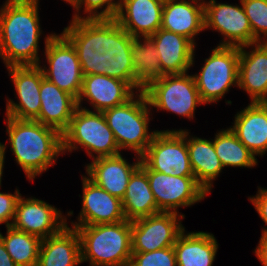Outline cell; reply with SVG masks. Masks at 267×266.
I'll list each match as a JSON object with an SVG mask.
<instances>
[{"mask_svg": "<svg viewBox=\"0 0 267 266\" xmlns=\"http://www.w3.org/2000/svg\"><path fill=\"white\" fill-rule=\"evenodd\" d=\"M161 28L189 39L205 31L203 0H171L163 5Z\"/></svg>", "mask_w": 267, "mask_h": 266, "instance_id": "obj_23", "label": "cell"}, {"mask_svg": "<svg viewBox=\"0 0 267 266\" xmlns=\"http://www.w3.org/2000/svg\"><path fill=\"white\" fill-rule=\"evenodd\" d=\"M17 101L6 98V115L19 120H35L41 109L40 86L44 77L39 65L6 67Z\"/></svg>", "mask_w": 267, "mask_h": 266, "instance_id": "obj_15", "label": "cell"}, {"mask_svg": "<svg viewBox=\"0 0 267 266\" xmlns=\"http://www.w3.org/2000/svg\"><path fill=\"white\" fill-rule=\"evenodd\" d=\"M75 47L86 75H106L127 82L136 92L131 57V41L115 19H81L69 21L61 32Z\"/></svg>", "mask_w": 267, "mask_h": 266, "instance_id": "obj_1", "label": "cell"}, {"mask_svg": "<svg viewBox=\"0 0 267 266\" xmlns=\"http://www.w3.org/2000/svg\"><path fill=\"white\" fill-rule=\"evenodd\" d=\"M81 243L77 230L66 225L55 235L42 239L37 266H79Z\"/></svg>", "mask_w": 267, "mask_h": 266, "instance_id": "obj_25", "label": "cell"}, {"mask_svg": "<svg viewBox=\"0 0 267 266\" xmlns=\"http://www.w3.org/2000/svg\"><path fill=\"white\" fill-rule=\"evenodd\" d=\"M237 88L248 94L250 102H267V42L239 47Z\"/></svg>", "mask_w": 267, "mask_h": 266, "instance_id": "obj_18", "label": "cell"}, {"mask_svg": "<svg viewBox=\"0 0 267 266\" xmlns=\"http://www.w3.org/2000/svg\"><path fill=\"white\" fill-rule=\"evenodd\" d=\"M122 205L125 218L129 221L159 213L147 173L141 167L131 175Z\"/></svg>", "mask_w": 267, "mask_h": 266, "instance_id": "obj_28", "label": "cell"}, {"mask_svg": "<svg viewBox=\"0 0 267 266\" xmlns=\"http://www.w3.org/2000/svg\"><path fill=\"white\" fill-rule=\"evenodd\" d=\"M241 4L249 19L253 37L258 42H267V1L241 0Z\"/></svg>", "mask_w": 267, "mask_h": 266, "instance_id": "obj_33", "label": "cell"}, {"mask_svg": "<svg viewBox=\"0 0 267 266\" xmlns=\"http://www.w3.org/2000/svg\"><path fill=\"white\" fill-rule=\"evenodd\" d=\"M153 110L143 91L137 92L126 103L103 111L108 127L112 130L122 152L130 150L142 156L158 130L149 131Z\"/></svg>", "mask_w": 267, "mask_h": 266, "instance_id": "obj_5", "label": "cell"}, {"mask_svg": "<svg viewBox=\"0 0 267 266\" xmlns=\"http://www.w3.org/2000/svg\"><path fill=\"white\" fill-rule=\"evenodd\" d=\"M82 180V208L71 227L116 223L126 220L122 200L96 185L86 175Z\"/></svg>", "mask_w": 267, "mask_h": 266, "instance_id": "obj_16", "label": "cell"}, {"mask_svg": "<svg viewBox=\"0 0 267 266\" xmlns=\"http://www.w3.org/2000/svg\"><path fill=\"white\" fill-rule=\"evenodd\" d=\"M149 38L156 46L163 75L184 74L195 66L196 46L186 37L160 28Z\"/></svg>", "mask_w": 267, "mask_h": 266, "instance_id": "obj_21", "label": "cell"}, {"mask_svg": "<svg viewBox=\"0 0 267 266\" xmlns=\"http://www.w3.org/2000/svg\"><path fill=\"white\" fill-rule=\"evenodd\" d=\"M238 4L217 3L204 0L205 30L218 32L222 36L218 46L242 47L257 43L245 14L241 0Z\"/></svg>", "mask_w": 267, "mask_h": 266, "instance_id": "obj_12", "label": "cell"}, {"mask_svg": "<svg viewBox=\"0 0 267 266\" xmlns=\"http://www.w3.org/2000/svg\"><path fill=\"white\" fill-rule=\"evenodd\" d=\"M39 3L5 0L0 6V59L9 66L39 65Z\"/></svg>", "mask_w": 267, "mask_h": 266, "instance_id": "obj_2", "label": "cell"}, {"mask_svg": "<svg viewBox=\"0 0 267 266\" xmlns=\"http://www.w3.org/2000/svg\"><path fill=\"white\" fill-rule=\"evenodd\" d=\"M93 159L87 164L85 175L109 194L123 199L131 175L140 167L141 157L128 162L122 155Z\"/></svg>", "mask_w": 267, "mask_h": 266, "instance_id": "obj_19", "label": "cell"}, {"mask_svg": "<svg viewBox=\"0 0 267 266\" xmlns=\"http://www.w3.org/2000/svg\"><path fill=\"white\" fill-rule=\"evenodd\" d=\"M209 55L200 72L192 74L204 104L219 102L238 87L239 47L217 45Z\"/></svg>", "mask_w": 267, "mask_h": 266, "instance_id": "obj_7", "label": "cell"}, {"mask_svg": "<svg viewBox=\"0 0 267 266\" xmlns=\"http://www.w3.org/2000/svg\"><path fill=\"white\" fill-rule=\"evenodd\" d=\"M40 98L41 109L35 121L55 128L62 134L70 124L77 100L45 77L41 80Z\"/></svg>", "mask_w": 267, "mask_h": 266, "instance_id": "obj_24", "label": "cell"}, {"mask_svg": "<svg viewBox=\"0 0 267 266\" xmlns=\"http://www.w3.org/2000/svg\"><path fill=\"white\" fill-rule=\"evenodd\" d=\"M7 144L0 142V188L2 187V177H3V170H4V164H5V154H6V146Z\"/></svg>", "mask_w": 267, "mask_h": 266, "instance_id": "obj_39", "label": "cell"}, {"mask_svg": "<svg viewBox=\"0 0 267 266\" xmlns=\"http://www.w3.org/2000/svg\"><path fill=\"white\" fill-rule=\"evenodd\" d=\"M141 161L150 169L171 176H194L185 129L158 130Z\"/></svg>", "mask_w": 267, "mask_h": 266, "instance_id": "obj_10", "label": "cell"}, {"mask_svg": "<svg viewBox=\"0 0 267 266\" xmlns=\"http://www.w3.org/2000/svg\"><path fill=\"white\" fill-rule=\"evenodd\" d=\"M185 217L174 212H159L131 221L132 252H150L174 246L185 229Z\"/></svg>", "mask_w": 267, "mask_h": 266, "instance_id": "obj_13", "label": "cell"}, {"mask_svg": "<svg viewBox=\"0 0 267 266\" xmlns=\"http://www.w3.org/2000/svg\"><path fill=\"white\" fill-rule=\"evenodd\" d=\"M163 5L157 0H120L114 19L132 37H149L161 28Z\"/></svg>", "mask_w": 267, "mask_h": 266, "instance_id": "obj_20", "label": "cell"}, {"mask_svg": "<svg viewBox=\"0 0 267 266\" xmlns=\"http://www.w3.org/2000/svg\"><path fill=\"white\" fill-rule=\"evenodd\" d=\"M81 243V263L89 266H129L131 221L73 227Z\"/></svg>", "mask_w": 267, "mask_h": 266, "instance_id": "obj_4", "label": "cell"}, {"mask_svg": "<svg viewBox=\"0 0 267 266\" xmlns=\"http://www.w3.org/2000/svg\"><path fill=\"white\" fill-rule=\"evenodd\" d=\"M159 212H174L185 217L179 208L198 204L208 195L194 176H171L150 170L142 161Z\"/></svg>", "mask_w": 267, "mask_h": 266, "instance_id": "obj_11", "label": "cell"}, {"mask_svg": "<svg viewBox=\"0 0 267 266\" xmlns=\"http://www.w3.org/2000/svg\"><path fill=\"white\" fill-rule=\"evenodd\" d=\"M150 109L175 113L188 120L195 118L197 106L204 104L192 74L164 75L143 90Z\"/></svg>", "mask_w": 267, "mask_h": 266, "instance_id": "obj_8", "label": "cell"}, {"mask_svg": "<svg viewBox=\"0 0 267 266\" xmlns=\"http://www.w3.org/2000/svg\"><path fill=\"white\" fill-rule=\"evenodd\" d=\"M119 2L120 0H75L72 6L74 9L72 20L114 19ZM81 13L86 16H82Z\"/></svg>", "mask_w": 267, "mask_h": 266, "instance_id": "obj_32", "label": "cell"}, {"mask_svg": "<svg viewBox=\"0 0 267 266\" xmlns=\"http://www.w3.org/2000/svg\"><path fill=\"white\" fill-rule=\"evenodd\" d=\"M135 84L143 91L164 75L154 42L149 37H135L130 46Z\"/></svg>", "mask_w": 267, "mask_h": 266, "instance_id": "obj_29", "label": "cell"}, {"mask_svg": "<svg viewBox=\"0 0 267 266\" xmlns=\"http://www.w3.org/2000/svg\"><path fill=\"white\" fill-rule=\"evenodd\" d=\"M0 239L16 265L37 266L42 241L40 237L7 226L6 235L0 231Z\"/></svg>", "mask_w": 267, "mask_h": 266, "instance_id": "obj_31", "label": "cell"}, {"mask_svg": "<svg viewBox=\"0 0 267 266\" xmlns=\"http://www.w3.org/2000/svg\"><path fill=\"white\" fill-rule=\"evenodd\" d=\"M30 1H34L37 3H40V0H30ZM64 2L68 3L70 6H73L75 0H63Z\"/></svg>", "mask_w": 267, "mask_h": 266, "instance_id": "obj_40", "label": "cell"}, {"mask_svg": "<svg viewBox=\"0 0 267 266\" xmlns=\"http://www.w3.org/2000/svg\"><path fill=\"white\" fill-rule=\"evenodd\" d=\"M129 266H177L173 246L150 252H132Z\"/></svg>", "mask_w": 267, "mask_h": 266, "instance_id": "obj_34", "label": "cell"}, {"mask_svg": "<svg viewBox=\"0 0 267 266\" xmlns=\"http://www.w3.org/2000/svg\"><path fill=\"white\" fill-rule=\"evenodd\" d=\"M80 148L91 160L121 154L102 112L75 109L68 128L62 133V152L64 155Z\"/></svg>", "mask_w": 267, "mask_h": 266, "instance_id": "obj_6", "label": "cell"}, {"mask_svg": "<svg viewBox=\"0 0 267 266\" xmlns=\"http://www.w3.org/2000/svg\"><path fill=\"white\" fill-rule=\"evenodd\" d=\"M44 44L47 66L39 64L44 77L77 100L84 75L75 47L62 33L47 34Z\"/></svg>", "mask_w": 267, "mask_h": 266, "instance_id": "obj_9", "label": "cell"}, {"mask_svg": "<svg viewBox=\"0 0 267 266\" xmlns=\"http://www.w3.org/2000/svg\"><path fill=\"white\" fill-rule=\"evenodd\" d=\"M20 195V190L17 188L13 194L0 191V225L11 226Z\"/></svg>", "mask_w": 267, "mask_h": 266, "instance_id": "obj_35", "label": "cell"}, {"mask_svg": "<svg viewBox=\"0 0 267 266\" xmlns=\"http://www.w3.org/2000/svg\"><path fill=\"white\" fill-rule=\"evenodd\" d=\"M215 152L225 167L253 168L258 165L256 156L237 138L230 127L216 132L214 139Z\"/></svg>", "mask_w": 267, "mask_h": 266, "instance_id": "obj_30", "label": "cell"}, {"mask_svg": "<svg viewBox=\"0 0 267 266\" xmlns=\"http://www.w3.org/2000/svg\"><path fill=\"white\" fill-rule=\"evenodd\" d=\"M157 1L161 2L162 4H165V3L170 2L171 0H157Z\"/></svg>", "mask_w": 267, "mask_h": 266, "instance_id": "obj_41", "label": "cell"}, {"mask_svg": "<svg viewBox=\"0 0 267 266\" xmlns=\"http://www.w3.org/2000/svg\"><path fill=\"white\" fill-rule=\"evenodd\" d=\"M6 133L14 161L24 171L27 180L54 166L62 152V134L35 120H19L5 116Z\"/></svg>", "mask_w": 267, "mask_h": 266, "instance_id": "obj_3", "label": "cell"}, {"mask_svg": "<svg viewBox=\"0 0 267 266\" xmlns=\"http://www.w3.org/2000/svg\"><path fill=\"white\" fill-rule=\"evenodd\" d=\"M230 129L257 157L267 152V102H250L234 116Z\"/></svg>", "mask_w": 267, "mask_h": 266, "instance_id": "obj_22", "label": "cell"}, {"mask_svg": "<svg viewBox=\"0 0 267 266\" xmlns=\"http://www.w3.org/2000/svg\"><path fill=\"white\" fill-rule=\"evenodd\" d=\"M0 266H18L8 254L5 244L0 239Z\"/></svg>", "mask_w": 267, "mask_h": 266, "instance_id": "obj_38", "label": "cell"}, {"mask_svg": "<svg viewBox=\"0 0 267 266\" xmlns=\"http://www.w3.org/2000/svg\"><path fill=\"white\" fill-rule=\"evenodd\" d=\"M185 129V139L191 167L197 183L210 194L214 187V180L220 176L224 167L218 158L212 139H205L189 135Z\"/></svg>", "mask_w": 267, "mask_h": 266, "instance_id": "obj_26", "label": "cell"}, {"mask_svg": "<svg viewBox=\"0 0 267 266\" xmlns=\"http://www.w3.org/2000/svg\"><path fill=\"white\" fill-rule=\"evenodd\" d=\"M253 253H255L262 266H267V232L261 233L259 243Z\"/></svg>", "mask_w": 267, "mask_h": 266, "instance_id": "obj_37", "label": "cell"}, {"mask_svg": "<svg viewBox=\"0 0 267 266\" xmlns=\"http://www.w3.org/2000/svg\"><path fill=\"white\" fill-rule=\"evenodd\" d=\"M173 248L177 266H213L219 247L212 233L184 229Z\"/></svg>", "mask_w": 267, "mask_h": 266, "instance_id": "obj_27", "label": "cell"}, {"mask_svg": "<svg viewBox=\"0 0 267 266\" xmlns=\"http://www.w3.org/2000/svg\"><path fill=\"white\" fill-rule=\"evenodd\" d=\"M136 93L127 82L121 79L99 74L86 75L83 77L77 107L89 111L103 112L126 103ZM83 101L88 102L92 108L83 107V103H85Z\"/></svg>", "mask_w": 267, "mask_h": 266, "instance_id": "obj_17", "label": "cell"}, {"mask_svg": "<svg viewBox=\"0 0 267 266\" xmlns=\"http://www.w3.org/2000/svg\"><path fill=\"white\" fill-rule=\"evenodd\" d=\"M261 220L267 225V188L258 186L256 195L248 197ZM267 232V227H262V233Z\"/></svg>", "mask_w": 267, "mask_h": 266, "instance_id": "obj_36", "label": "cell"}, {"mask_svg": "<svg viewBox=\"0 0 267 266\" xmlns=\"http://www.w3.org/2000/svg\"><path fill=\"white\" fill-rule=\"evenodd\" d=\"M73 210L64 216L60 209L44 200L20 195L15 208L11 226L41 239L55 235L66 225L68 216H73Z\"/></svg>", "mask_w": 267, "mask_h": 266, "instance_id": "obj_14", "label": "cell"}]
</instances>
